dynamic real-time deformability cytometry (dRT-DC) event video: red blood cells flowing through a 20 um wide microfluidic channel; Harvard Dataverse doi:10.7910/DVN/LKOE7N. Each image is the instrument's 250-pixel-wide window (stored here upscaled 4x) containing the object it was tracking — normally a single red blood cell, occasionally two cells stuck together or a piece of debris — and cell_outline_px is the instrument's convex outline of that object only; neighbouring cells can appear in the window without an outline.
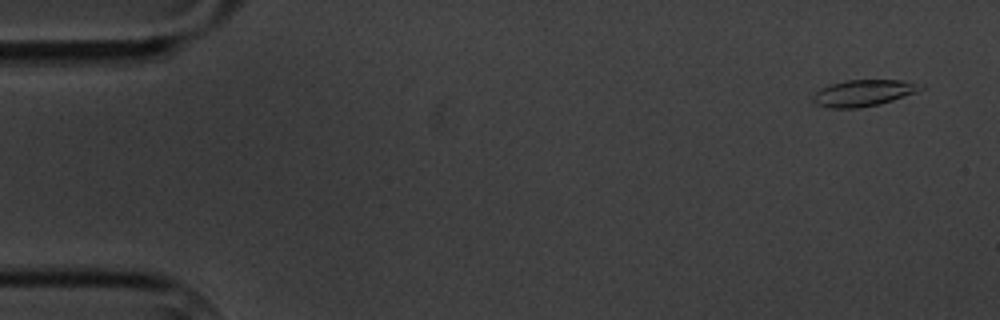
{"species": "common noctule bat (a hibernating species)", "species_latin": "Nyctalus noctula", "temperature_condition": "cold", "stored_images_in_passage": 5, "camera_frame_rate_fps": 3000, "um_per_image_px": 0.085, "animal": {"sex": "male", "body_mass_g": 20.1, "forearm_length_mm": 53.5}, "frame": {"image": 1, "passage_image": 1, "time_ms": 0.0, "image_size_px": [1000, 320], "cell_outline_px": [[924, 88], [916, 92], [880, 104], [860, 108], [828, 108], [816, 104], [812, 100], [812, 96], [820, 88], [828, 84], [848, 80], [900, 80], [924, 84]], "centroid_in_image_um": [73.37, 7.9], "position_along_channel_um": 11.6, "area_um2": 16.7}}